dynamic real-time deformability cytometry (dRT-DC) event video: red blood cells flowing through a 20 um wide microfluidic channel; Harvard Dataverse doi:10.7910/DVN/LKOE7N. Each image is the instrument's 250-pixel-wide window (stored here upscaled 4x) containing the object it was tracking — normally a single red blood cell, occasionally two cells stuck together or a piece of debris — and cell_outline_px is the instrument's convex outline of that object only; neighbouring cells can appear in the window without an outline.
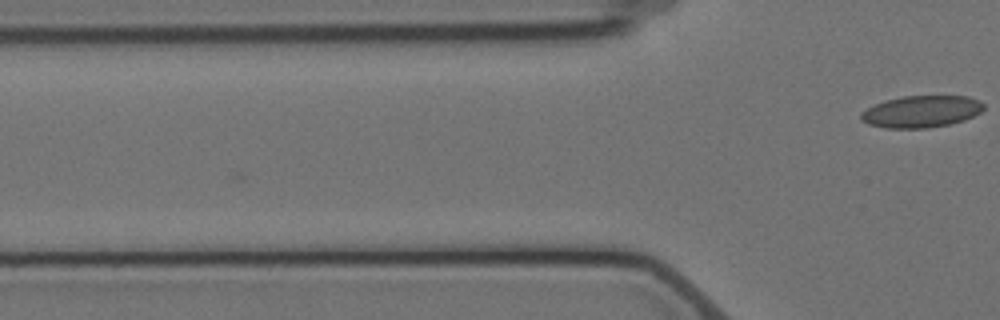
{"species": "Egyptian fruit bat (a non-hibernating species)", "species_latin": "Rousettus aegyptiacus", "temperature_condition": "cold", "stored_images_in_passage": 5, "camera_frame_rate_fps": 3000, "um_per_image_px": 0.085, "animal": {"sex": "female"}, "frame": {"image": 1, "passage_image": 5, "time_ms": 6.0, "image_size_px": [1000, 320], "cell_outline_px": [[984, 108], [980, 112], [964, 120], [948, 124], [928, 128], [884, 128], [868, 124], [860, 120], [860, 112], [876, 104], [888, 100], [904, 96], [968, 96], [984, 104]], "centroid_in_image_um": [78.29, 9.49], "position_along_channel_um": 47.5, "area_um2": 22.6}}